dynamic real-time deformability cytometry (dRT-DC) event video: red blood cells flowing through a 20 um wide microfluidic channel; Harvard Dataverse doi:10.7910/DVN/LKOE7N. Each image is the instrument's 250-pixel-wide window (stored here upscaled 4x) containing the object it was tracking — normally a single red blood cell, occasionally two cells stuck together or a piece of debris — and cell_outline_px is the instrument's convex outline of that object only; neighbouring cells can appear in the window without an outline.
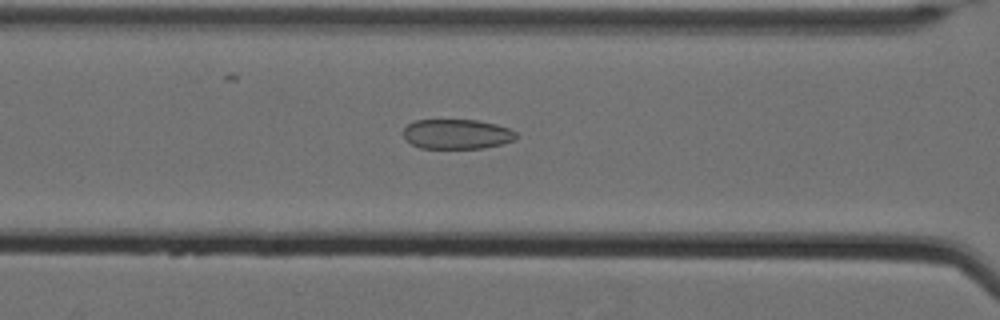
{"species": "Egyptian fruit bat (a non-hibernating species)", "species_latin": "Rousettus aegyptiacus", "temperature_condition": "cold", "stored_images_in_passage": 61, "camera_frame_rate_fps": 3000, "um_per_image_px": 0.085, "animal": {"sex": "female"}, "frame": {"image": 1, "passage_image": 29, "time_ms": 9.333, "image_size_px": [1000, 320], "cell_outline_px": [[516, 140], [504, 144], [480, 148], [420, 148], [404, 140], [404, 128], [408, 124], [416, 120], [476, 120], [496, 124], [508, 128], [516, 132]], "centroid_in_image_um": [38.84, 11.4], "position_along_channel_um": 127.8, "area_um2": 19.65}}
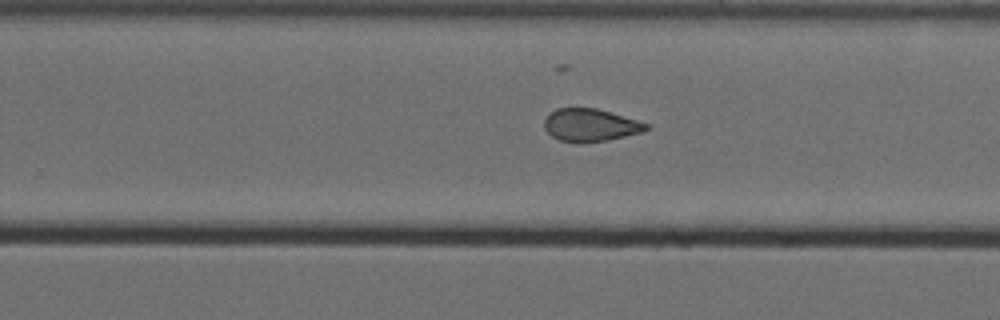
{"frame": {"image": 2, "passage_image": 42, "time_ms": 13.667, "image_size_px": [1000, 320], "cell_outline_px": [[648, 128], [644, 132], [608, 140], [580, 144], [560, 140], [552, 136], [544, 128], [544, 120], [556, 108], [596, 108], [636, 120], [648, 124]], "centroid_in_image_um": [50.17, 10.65], "position_along_channel_um": 279.6, "area_um2": 19.36}}
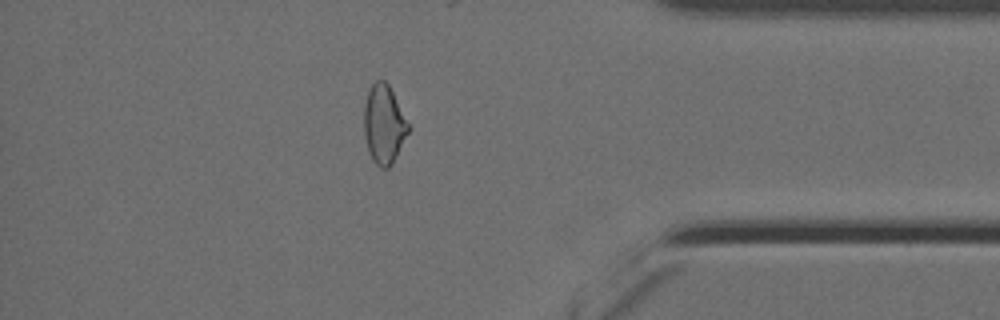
{"frame": {"image": 3, "passage_image": 54, "time_ms": 17.667, "image_size_px": [1000, 320], "cell_outline_px": [[412, 128], [392, 164], [388, 168], [380, 168], [372, 160], [368, 152], [364, 136], [364, 104], [368, 92], [372, 84], [376, 80], [384, 80], [388, 84]], "centroid_in_image_um": [32.65, 10.6], "position_along_channel_um": 402.6, "area_um2": 20.63}, "authors_computed_cell_mechanics": {"area_um2": 22.0796, "velocity_mm_per_s": 3.5065, "shape_relaxation_time_tau1_ms": null, "shape_relaxation_time_tau2_ms": 2.5984, "deformation_change_tau1": null, "deformation_change_tau2": 0.0915}}